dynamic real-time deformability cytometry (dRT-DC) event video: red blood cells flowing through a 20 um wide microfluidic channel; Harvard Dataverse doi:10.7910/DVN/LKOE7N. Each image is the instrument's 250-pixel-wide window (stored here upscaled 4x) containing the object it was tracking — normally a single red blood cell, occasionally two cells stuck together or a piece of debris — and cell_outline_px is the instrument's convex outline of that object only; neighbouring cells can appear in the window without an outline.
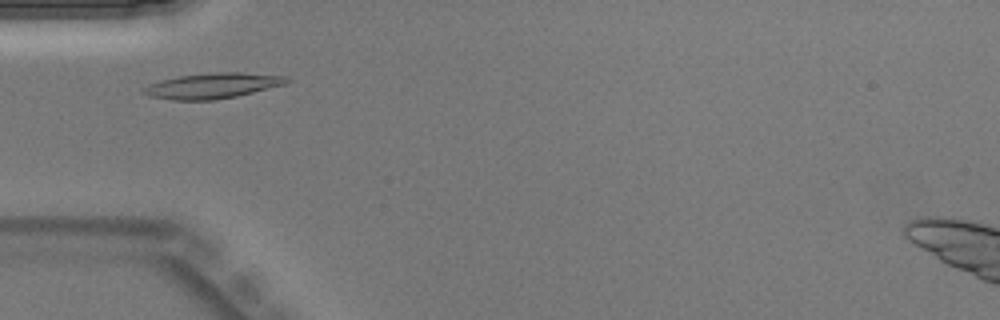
{"species": "Egyptian fruit bat (a non-hibernating species)", "species_latin": "Rousettus aegyptiacus", "temperature_condition": "warm", "stored_images_in_passage": 29, "camera_frame_rate_fps": 3000, "um_per_image_px": 0.085, "animal": {"sex": "male"}, "frame": {"image": 1, "passage_image": 5, "time_ms": 1.333, "image_size_px": [1000, 320], "cell_outline_px": [[292, 80], [284, 84], [236, 96], [212, 100], [172, 100], [152, 96], [140, 92], [140, 88], [148, 84], [160, 80], [180, 76], [212, 72], [240, 72], [284, 76]], "centroid_in_image_um": [18.0, 7.28], "position_along_channel_um": 67.0, "area_um2": 21.1}}
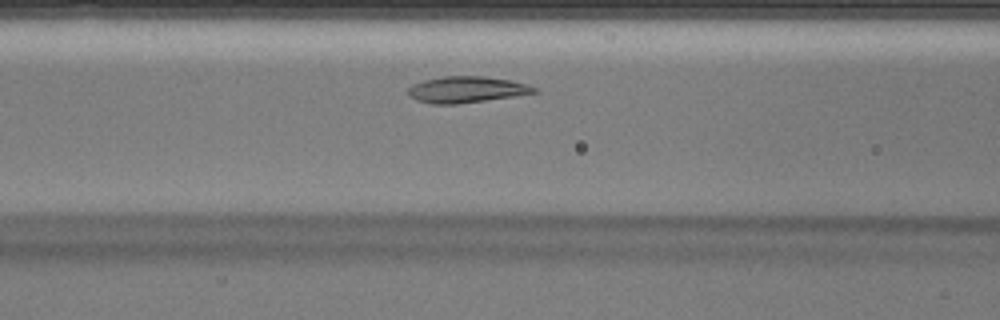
{"frame": {"image": 2, "passage_image": 9, "time_ms": 2.667, "image_size_px": [1000, 320], "cell_outline_px": [[540, 92], [456, 104], [432, 104], [416, 100], [408, 96], [408, 88], [412, 84], [424, 80], [444, 76], [484, 76], [512, 80], [528, 84], [536, 88]], "centroid_in_image_um": [39.64, 7.6], "position_along_channel_um": 127.0, "area_um2": 19.31}}
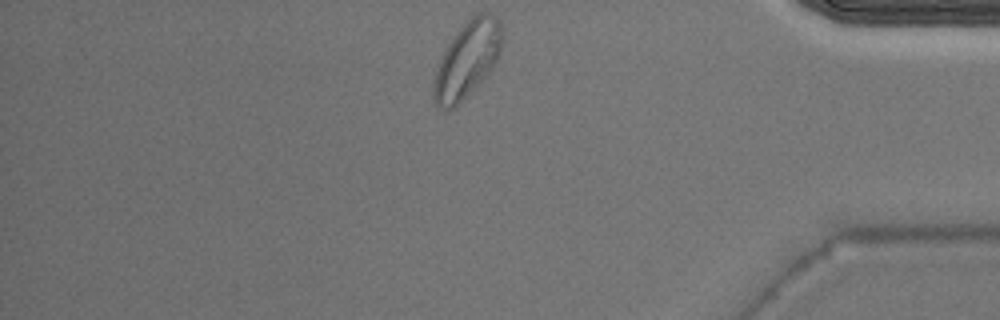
{"frame": {"image": 3, "passage_image": 29, "time_ms": 9.333, "image_size_px": [1000, 320], "cell_outline_px": [[504, 36], [500, 52], [488, 76], [452, 108], [440, 108], [436, 104], [432, 96], [432, 88], [436, 72], [440, 60], [448, 44], [456, 32], [476, 12], [492, 12], [496, 16], [504, 32]], "centroid_in_image_um": [39.75, 5.02], "position_along_channel_um": 395.4, "area_um2": 30.29}}